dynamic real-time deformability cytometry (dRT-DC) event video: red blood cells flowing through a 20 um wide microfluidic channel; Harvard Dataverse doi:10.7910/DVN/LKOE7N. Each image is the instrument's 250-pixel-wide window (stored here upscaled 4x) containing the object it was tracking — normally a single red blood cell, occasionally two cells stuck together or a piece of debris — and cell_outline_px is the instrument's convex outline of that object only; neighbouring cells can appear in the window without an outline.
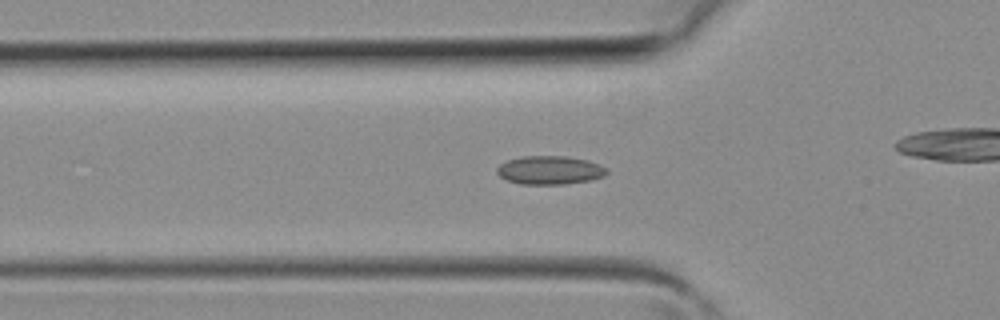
{"species": "common noctule bat (a hibernating species)", "species_latin": "Nyctalus noctula", "temperature_condition": "room temperature", "stored_images_in_passage": 39, "camera_frame_rate_fps": 3000, "um_per_image_px": 0.085, "animal": {"sex": "female", "body_mass_g": 19.3, "forearm_length_mm": 54.1}, "frame": {"image": 1, "passage_image": 12, "time_ms": 3.667, "image_size_px": [1000, 320], "cell_outline_px": [[608, 172], [604, 176], [592, 180], [564, 184], [520, 184], [508, 180], [500, 176], [496, 172], [496, 168], [500, 164], [508, 160], [520, 156], [568, 156], [588, 160], [600, 164], [608, 168]], "centroid_in_image_um": [46.76, 14.46], "position_along_channel_um": 79.0, "area_um2": 18.44}}
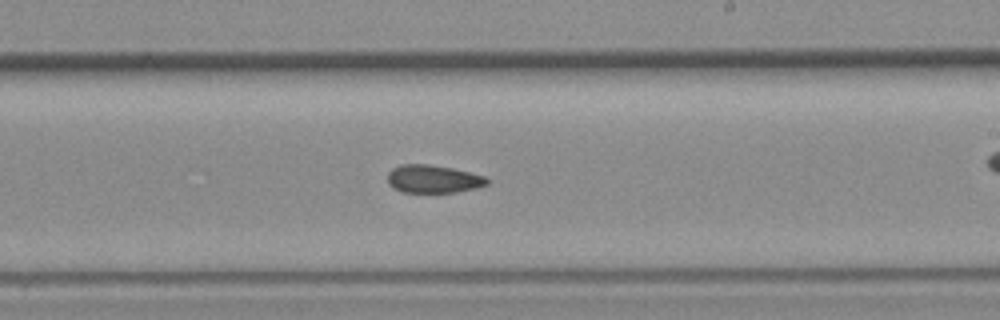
{"frame": {"image": 2, "passage_image": 22, "time_ms": 7.0, "image_size_px": [1000, 320], "cell_outline_px": [[488, 184], [476, 188], [456, 192], [404, 192], [388, 184], [388, 172], [392, 168], [400, 164], [428, 164], [452, 168], [484, 176], [488, 180]], "centroid_in_image_um": [36.81, 15.2], "position_along_channel_um": 252.2, "area_um2": 16.07}}
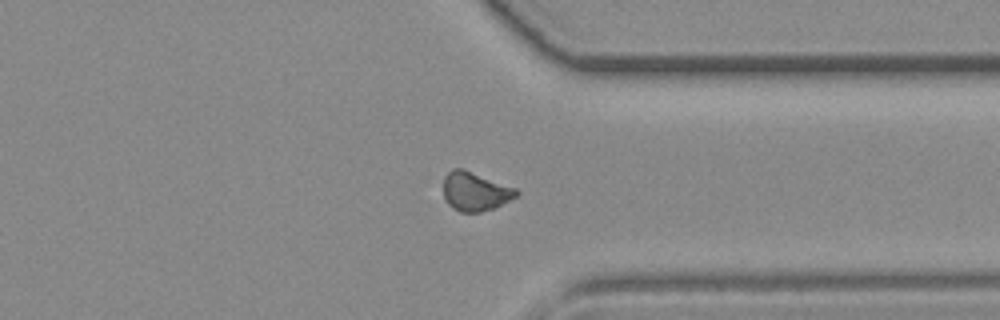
{"frame": {"image": 3, "passage_image": 29, "time_ms": 9.333, "image_size_px": [1000, 320], "cell_outline_px": [[520, 192], [516, 196], [496, 208], [480, 212], [460, 212], [452, 208], [448, 204], [444, 196], [444, 176], [452, 168], [464, 168], [516, 188]], "centroid_in_image_um": [40.39, 16.27], "position_along_channel_um": 371.0, "area_um2": 16.7}}